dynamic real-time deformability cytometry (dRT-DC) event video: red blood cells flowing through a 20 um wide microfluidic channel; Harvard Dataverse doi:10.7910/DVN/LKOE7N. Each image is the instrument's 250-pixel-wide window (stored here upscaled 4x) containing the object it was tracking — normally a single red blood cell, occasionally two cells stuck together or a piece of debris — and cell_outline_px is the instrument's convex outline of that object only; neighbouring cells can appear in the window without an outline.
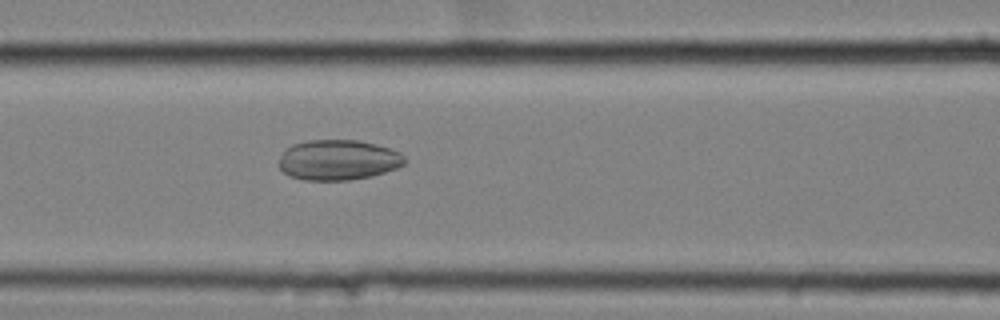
{"species": "common noctule bat (a hibernating species)", "species_latin": "Nyctalus noctula", "temperature_condition": "cold", "stored_images_in_passage": 58, "camera_frame_rate_fps": 3000, "um_per_image_px": 0.085, "animal": {"sex": "female", "body_mass_g": 25.1}, "frame": {"image": 1, "passage_image": 26, "time_ms": 8.333, "image_size_px": [1000, 320], "cell_outline_px": [[408, 160], [404, 164], [396, 168], [372, 176], [348, 180], [304, 180], [288, 176], [276, 164], [280, 156], [292, 144], [308, 140], [360, 140], [376, 144], [400, 152]], "centroid_in_image_um": [28.73, 13.6], "position_along_channel_um": 137.9, "area_um2": 29.77}}
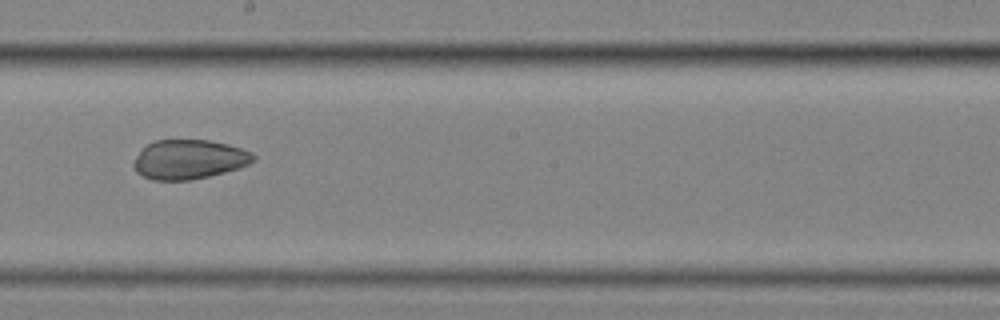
{"frame": {"image": 2, "passage_image": 34, "time_ms": 11.0, "image_size_px": [1000, 320], "cell_outline_px": [[256, 160], [240, 168], [208, 176], [188, 180], [152, 180], [136, 172], [132, 164], [136, 156], [148, 144], [156, 140], [208, 140], [228, 144], [252, 152], [256, 156]], "centroid_in_image_um": [16.08, 13.55], "position_along_channel_um": 232.1, "area_um2": 27.4}}
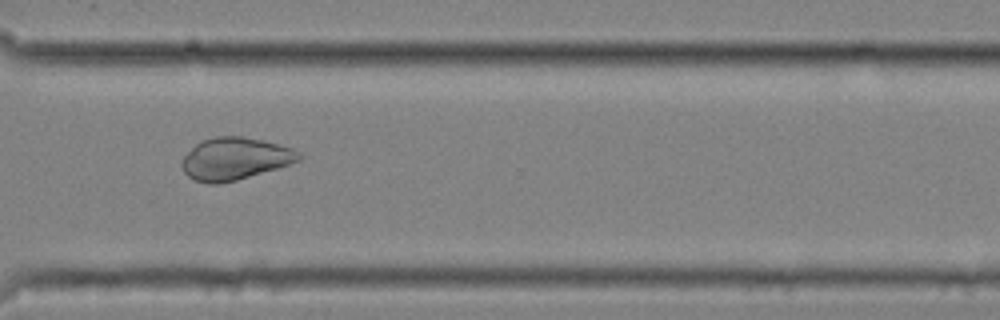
{"frame": {"image": 3, "passage_image": 44, "time_ms": 14.333, "image_size_px": [1000, 320], "cell_outline_px": [[300, 160], [276, 168], [236, 180], [216, 184], [208, 184], [196, 180], [188, 176], [184, 172], [180, 164], [184, 156], [200, 140], [216, 136], [240, 136], [280, 144], [292, 148], [300, 152]], "centroid_in_image_um": [19.93, 13.48], "position_along_channel_um": 350.7, "area_um2": 28.55}}